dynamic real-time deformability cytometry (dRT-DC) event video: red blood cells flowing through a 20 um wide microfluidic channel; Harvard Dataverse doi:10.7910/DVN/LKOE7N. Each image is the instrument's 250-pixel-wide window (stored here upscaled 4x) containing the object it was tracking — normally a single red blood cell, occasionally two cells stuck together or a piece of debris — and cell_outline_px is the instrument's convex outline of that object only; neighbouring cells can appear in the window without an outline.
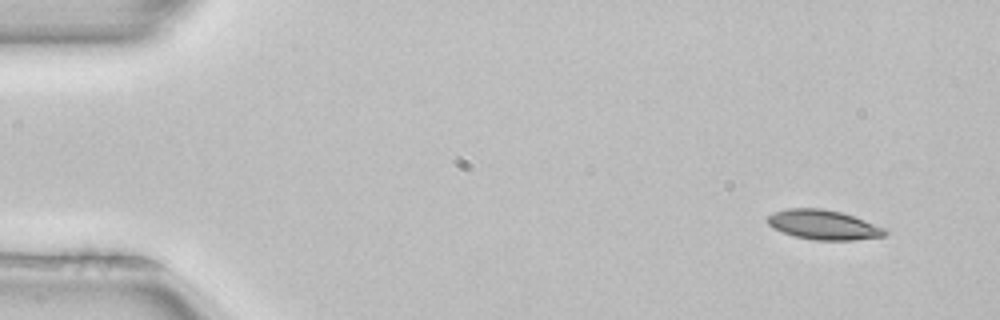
{"species": "common noctule bat (a hibernating species)", "species_latin": "Nyctalus noctula", "temperature_condition": "room temperature", "stored_images_in_passage": 4, "camera_frame_rate_fps": 3000, "um_per_image_px": 0.085, "animal": {"sex": "female", "body_mass_g": 22.7, "forearm_length_mm": 54.2}, "frame": {"image": 1, "passage_image": 1, "time_ms": 0.0, "image_size_px": [1000, 320], "cell_outline_px": [[888, 232], [884, 236], [852, 240], [816, 240], [796, 236], [784, 232], [768, 224], [764, 220], [768, 216], [776, 212], [788, 208], [820, 208], [840, 212], [888, 228]], "centroid_in_image_um": [70.03, 19.1], "position_along_channel_um": 15.0, "area_um2": 20.06}}